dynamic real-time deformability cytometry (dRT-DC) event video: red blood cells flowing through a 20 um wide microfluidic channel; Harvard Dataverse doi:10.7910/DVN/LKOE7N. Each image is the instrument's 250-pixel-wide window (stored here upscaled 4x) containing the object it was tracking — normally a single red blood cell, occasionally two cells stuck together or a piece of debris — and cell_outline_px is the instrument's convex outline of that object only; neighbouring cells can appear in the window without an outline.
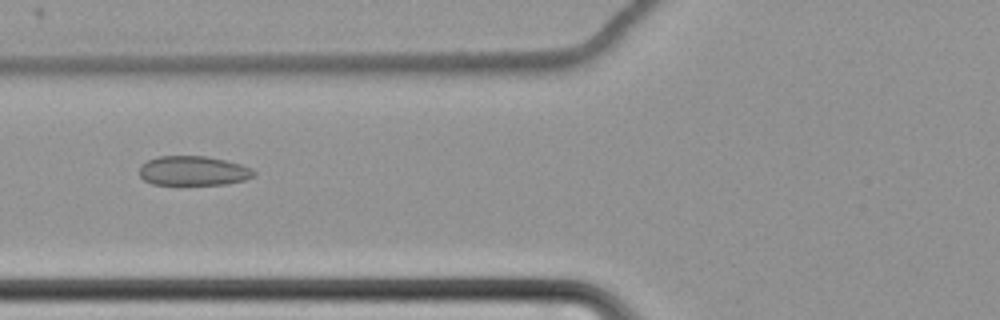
{"species": "common noctule bat (a hibernating species)", "species_latin": "Nyctalus noctula", "temperature_condition": "cold", "stored_images_in_passage": 63, "camera_frame_rate_fps": 3000, "um_per_image_px": 0.085, "animal": {"sex": "female", "body_mass_g": 22.7, "forearm_length_mm": 54.2}, "frame": {"image": 1, "passage_image": 27, "time_ms": 8.667, "image_size_px": [1000, 320], "cell_outline_px": [[256, 176], [244, 180], [224, 184], [152, 184], [144, 180], [140, 176], [140, 164], [148, 160], [160, 156], [204, 156], [224, 160], [240, 164], [252, 168], [256, 172]], "centroid_in_image_um": [16.44, 14.52], "position_along_channel_um": 109.4, "area_um2": 19.59}}
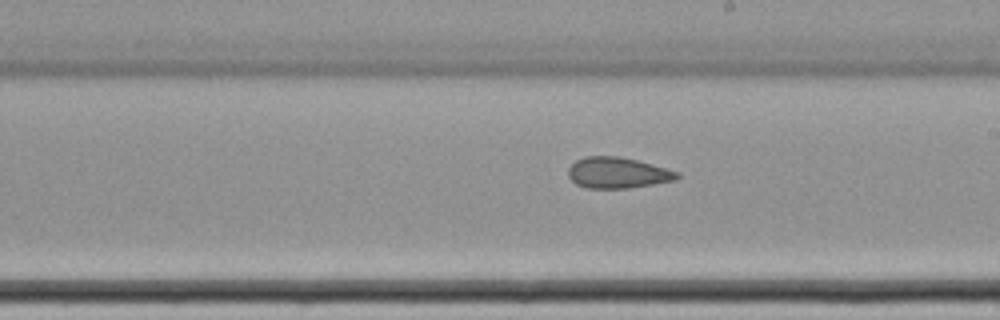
{"frame": {"image": 2, "passage_image": 38, "time_ms": 12.333, "image_size_px": [1000, 320], "cell_outline_px": [[680, 176], [676, 180], [628, 188], [588, 188], [576, 184], [568, 176], [568, 168], [576, 160], [584, 156], [620, 156], [652, 164], [680, 172]], "centroid_in_image_um": [52.5, 14.68], "position_along_channel_um": 236.5, "area_um2": 19.65}}
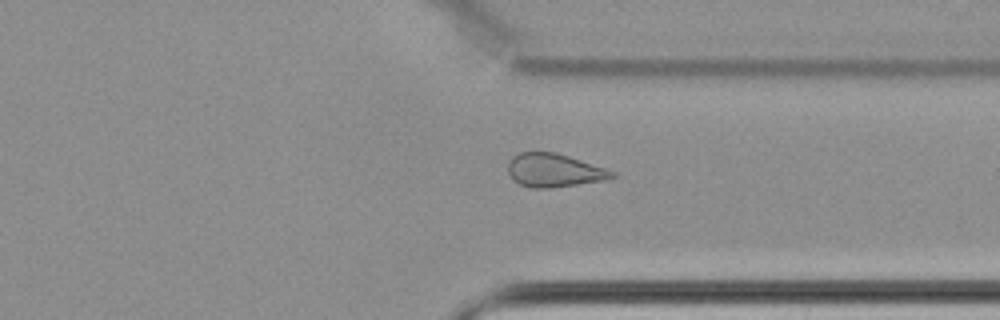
{"frame": {"image": 3, "passage_image": 49, "time_ms": 16.0, "image_size_px": [1000, 320], "cell_outline_px": [[616, 176], [608, 180], [552, 188], [532, 188], [520, 184], [512, 180], [508, 172], [508, 160], [512, 156], [520, 152], [556, 152], [616, 172]], "centroid_in_image_um": [47.08, 14.49], "position_along_channel_um": 364.3, "area_um2": 20.4}, "authors_computed_cell_mechanics": {"area_um2": 21.964, "velocity_mm_per_s": 3.468, "shape_relaxation_time_tau1_ms": null, "shape_relaxation_time_tau2_ms": 3.5273, "deformation_change_tau1": null, "deformation_change_tau2": 0.0878}}